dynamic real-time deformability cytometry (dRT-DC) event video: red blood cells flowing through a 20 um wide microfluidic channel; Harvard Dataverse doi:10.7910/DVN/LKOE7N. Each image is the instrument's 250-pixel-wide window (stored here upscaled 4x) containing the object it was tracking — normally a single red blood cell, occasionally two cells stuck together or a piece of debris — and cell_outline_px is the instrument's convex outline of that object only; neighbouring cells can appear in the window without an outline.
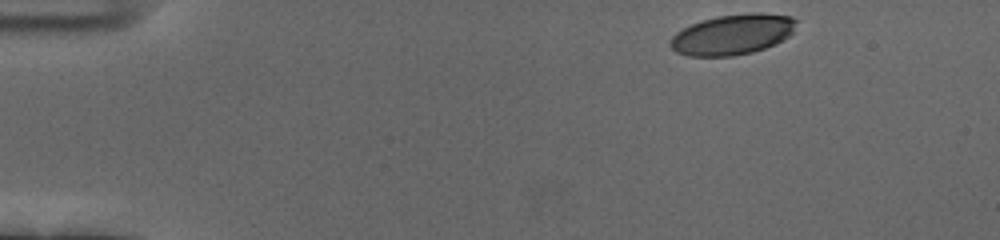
{"species": "human", "species_latin": "Homo sapiens", "temperature_condition": "cold", "stored_images_in_passage": 49, "camera_frame_rate_fps": 3000, "um_per_image_px": 0.085, "donor": {"sex": "female"}, "frame": {"image": 1, "passage_image": 1, "time_ms": 0.0, "image_size_px": [1000, 240], "cell_outline_px": [[796, 20], [792, 32], [788, 36], [776, 44], [752, 52], [732, 56], [688, 56], [676, 52], [668, 44], [672, 36], [676, 32], [692, 24], [716, 16], [752, 12], [760, 12], [792, 16]], "centroid_in_image_um": [62.26, 2.93], "position_along_channel_um": 22.7, "area_um2": 29.65}}
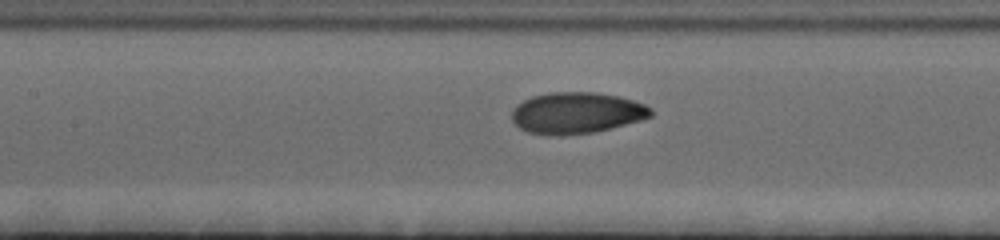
{"frame": {"image": 2, "passage_image": 20, "time_ms": 6.333, "image_size_px": [1000, 240], "cell_outline_px": [[652, 116], [640, 120], [592, 132], [560, 136], [556, 136], [528, 132], [520, 128], [512, 120], [512, 108], [516, 104], [532, 96], [552, 92], [592, 92], [620, 96], [644, 104], [652, 108]], "centroid_in_image_um": [48.98, 9.59], "position_along_channel_um": 158.4, "area_um2": 33.35}}
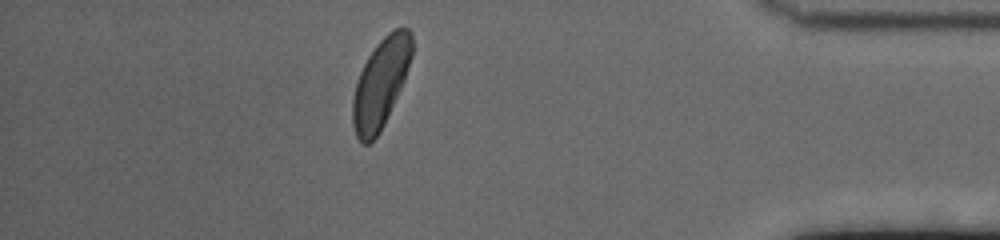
{"frame": {"image": 3, "passage_image": 43, "time_ms": 14.0, "image_size_px": [1000, 240], "cell_outline_px": [[412, 56], [404, 80], [384, 124], [380, 132], [368, 144], [360, 144], [356, 136], [352, 124], [352, 100], [356, 84], [360, 72], [368, 56], [376, 44], [388, 32], [396, 28], [408, 28], [412, 32]], "centroid_in_image_um": [32.35, 7.07], "position_along_channel_um": 402.9, "area_um2": 30.63}, "authors_computed_cell_mechanics": {"area_um2": 31.4432, "velocity_mm_per_s": 3.6603, "shape_relaxation_time_tau1_ms": 2.5467, "shape_relaxation_time_tau2_ms": 1.3784, "deformation_change_tau1": 0.1322, "deformation_change_tau2": 0.0533}}